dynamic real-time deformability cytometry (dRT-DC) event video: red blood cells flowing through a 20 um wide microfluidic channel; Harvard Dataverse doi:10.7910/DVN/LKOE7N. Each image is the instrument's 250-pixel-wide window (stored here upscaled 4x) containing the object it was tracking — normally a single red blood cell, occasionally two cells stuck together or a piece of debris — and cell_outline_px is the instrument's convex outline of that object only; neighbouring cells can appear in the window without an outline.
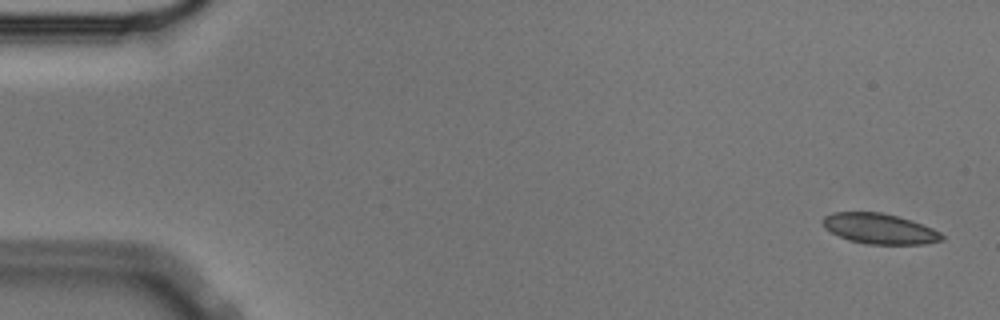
{"species": "Egyptian fruit bat (a non-hibernating species)", "species_latin": "Rousettus aegyptiacus", "temperature_condition": "cold", "stored_images_in_passage": 56, "camera_frame_rate_fps": 3000, "um_per_image_px": 0.085, "animal": {"sex": "male"}, "frame": {"image": 1, "passage_image": 2, "time_ms": 0.333, "image_size_px": [1000, 320], "cell_outline_px": [[944, 240], [924, 244], [868, 244], [848, 240], [824, 228], [820, 220], [824, 216], [832, 212], [880, 212], [912, 220], [932, 228], [940, 232], [944, 236]], "centroid_in_image_um": [74.74, 19.44], "position_along_channel_um": 10.3, "area_um2": 21.15}}
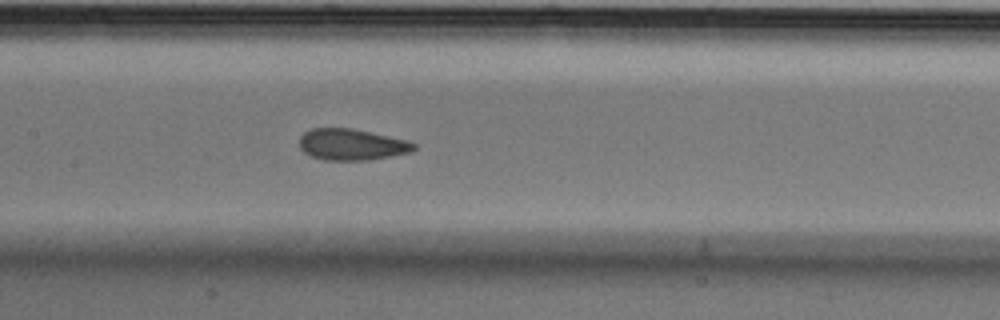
{"frame": {"image": 2, "passage_image": 27, "time_ms": 8.667, "image_size_px": [1000, 320], "cell_outline_px": [[416, 148], [412, 152], [372, 160], [324, 160], [312, 156], [304, 152], [300, 148], [300, 136], [304, 132], [312, 128], [352, 128], [408, 140], [416, 144]], "centroid_in_image_um": [29.92, 12.29], "position_along_channel_um": 177.5, "area_um2": 21.04}}
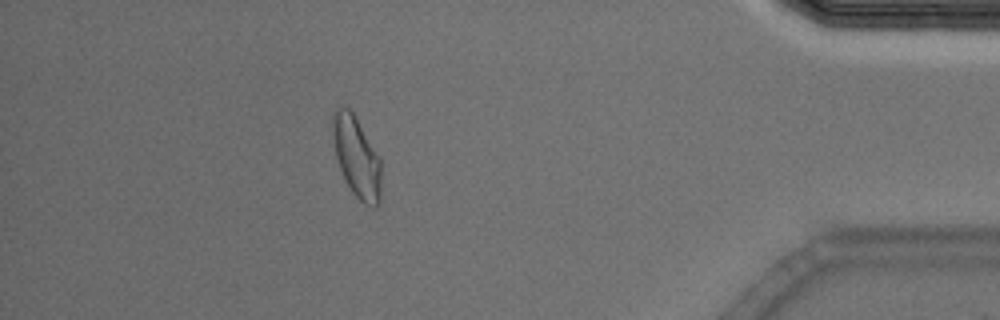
{"frame": {"image": 3, "passage_image": 50, "time_ms": 16.333, "image_size_px": [1000, 320], "cell_outline_px": [[380, 204], [376, 208], [372, 208], [364, 204], [352, 192], [340, 168], [336, 156], [332, 132], [332, 112], [336, 108], [348, 104], [380, 156]], "centroid_in_image_um": [30.31, 13.3], "position_along_channel_um": 404.9, "area_um2": 23.06}, "authors_computed_cell_mechanics": {"area_um2": 21.675, "velocity_mm_per_s": 3.5453, "shape_relaxation_time_tau1_ms": null, "shape_relaxation_time_tau2_ms": 1.3628, "deformation_change_tau1": null, "deformation_change_tau2": 0.0552}}